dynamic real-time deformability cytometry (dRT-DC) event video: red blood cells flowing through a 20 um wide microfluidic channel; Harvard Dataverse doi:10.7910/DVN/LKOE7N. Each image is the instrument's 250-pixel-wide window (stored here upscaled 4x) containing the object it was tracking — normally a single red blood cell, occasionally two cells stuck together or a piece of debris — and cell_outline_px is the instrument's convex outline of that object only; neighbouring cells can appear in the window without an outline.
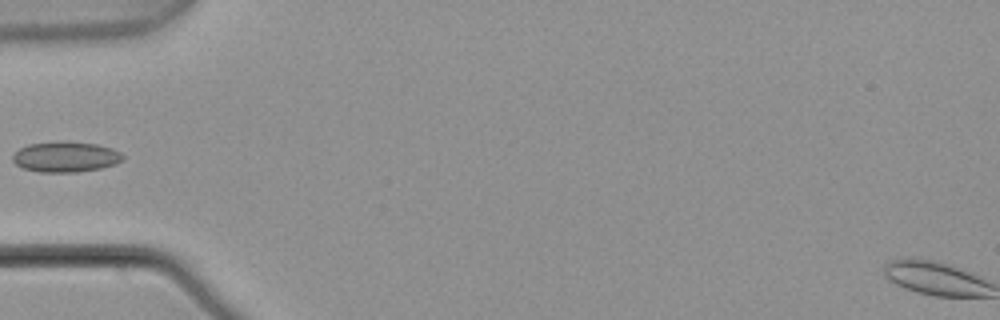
{"species": "common noctule bat (a hibernating species)", "species_latin": "Nyctalus noctula", "temperature_condition": "warm", "stored_images_in_passage": 5, "camera_frame_rate_fps": 3000, "um_per_image_px": 0.085, "animal": {"sex": "male", "body_mass_g": 21.5, "forearm_length_mm": 52.0}, "frame": {"image": 1, "passage_image": 5, "time_ms": 1.333, "image_size_px": [1000, 320], "cell_outline_px": [[124, 160], [116, 164], [100, 168], [76, 172], [40, 172], [24, 168], [16, 164], [12, 160], [12, 156], [20, 148], [28, 144], [64, 140], [96, 144], [112, 148], [120, 152], [124, 156]], "centroid_in_image_um": [5.6, 13.32], "position_along_channel_um": 79.4, "area_um2": 19.71}}